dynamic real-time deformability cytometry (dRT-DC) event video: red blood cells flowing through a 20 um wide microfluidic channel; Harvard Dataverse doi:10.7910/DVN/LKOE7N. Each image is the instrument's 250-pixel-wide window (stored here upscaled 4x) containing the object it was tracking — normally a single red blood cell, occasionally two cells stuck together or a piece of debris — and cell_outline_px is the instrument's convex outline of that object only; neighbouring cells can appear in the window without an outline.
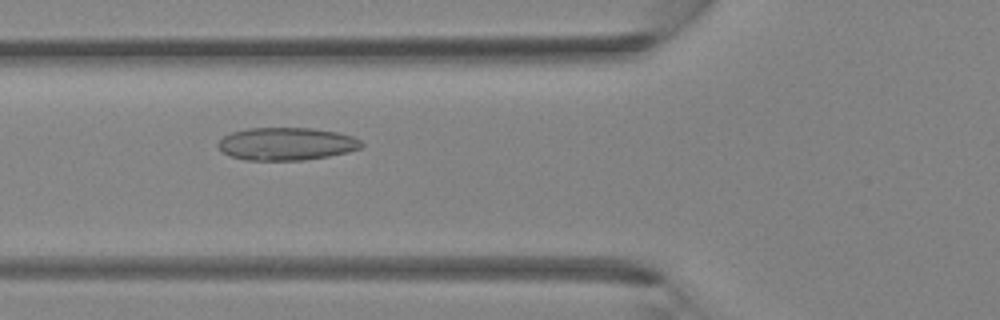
{"species": "Egyptian fruit bat (a non-hibernating species)", "species_latin": "Rousettus aegyptiacus", "temperature_condition": "room temperature", "stored_images_in_passage": 31, "camera_frame_rate_fps": 3000, "um_per_image_px": 0.085, "animal": {"sex": "female"}, "frame": {"image": 1, "passage_image": 6, "time_ms": 1.667, "image_size_px": [1000, 320], "cell_outline_px": [[364, 144], [360, 148], [348, 152], [328, 156], [304, 160], [244, 160], [228, 156], [216, 144], [224, 136], [232, 132], [248, 128], [312, 128], [336, 132], [352, 136], [360, 140]], "centroid_in_image_um": [24.34, 12.23], "position_along_channel_um": 101.5, "area_um2": 27.34}}
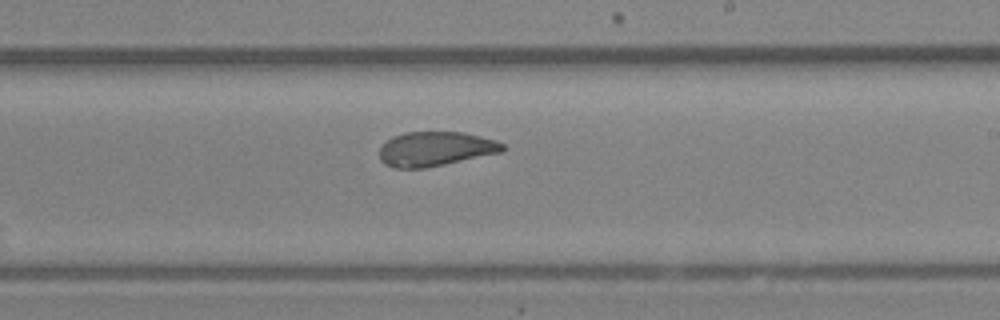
{"frame": {"image": 2, "passage_image": 15, "time_ms": 4.667, "image_size_px": [1000, 320], "cell_outline_px": [[504, 152], [424, 168], [392, 168], [384, 164], [380, 160], [380, 144], [392, 136], [404, 132], [464, 132], [496, 140], [504, 144]], "centroid_in_image_um": [36.98, 12.65], "position_along_channel_um": 252.0, "area_um2": 24.97}}
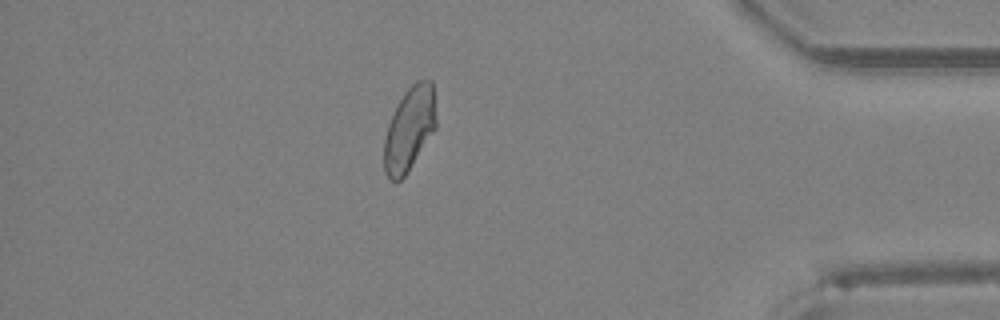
{"frame": {"image": 3, "passage_image": 26, "time_ms": 8.333, "image_size_px": [1000, 320], "cell_outline_px": [[436, 128], [404, 176], [400, 180], [388, 180], [384, 172], [384, 140], [388, 124], [404, 92], [416, 80], [432, 80], [436, 120]], "centroid_in_image_um": [34.79, 10.96], "position_along_channel_um": 400.4, "area_um2": 25.09}}